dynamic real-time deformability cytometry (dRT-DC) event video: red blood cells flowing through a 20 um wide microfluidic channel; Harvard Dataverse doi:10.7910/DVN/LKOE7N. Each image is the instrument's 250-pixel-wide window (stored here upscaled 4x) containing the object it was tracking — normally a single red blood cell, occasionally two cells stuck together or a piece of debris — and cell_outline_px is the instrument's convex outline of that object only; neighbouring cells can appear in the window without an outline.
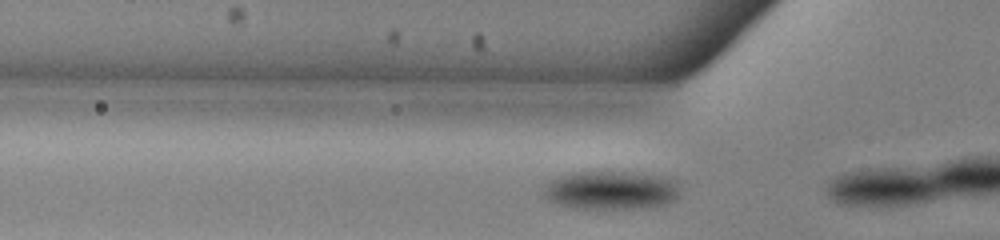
{"species": "common noctule bat (a hibernating species)", "species_latin": "Nyctalus noctula", "temperature_condition": "warm", "stored_images_in_passage": 12, "camera_frame_rate_fps": 3000, "um_per_image_px": 0.085, "animal": {"sex": "male", "body_mass_g": 13.0, "forearm_length_mm": 53.1}, "frame": {"image": 1, "passage_image": 10, "time_ms": 3.0, "image_size_px": [1000, 240], "cell_outline_px": [[676, 200], [664, 204], [644, 208], [572, 208], [556, 204], [548, 200], [544, 196], [544, 192], [548, 180], [556, 176], [572, 172], [628, 172], [660, 176], [676, 180]], "centroid_in_image_um": [51.86, 16.17], "position_along_channel_um": 73.9, "area_um2": 30.52}}